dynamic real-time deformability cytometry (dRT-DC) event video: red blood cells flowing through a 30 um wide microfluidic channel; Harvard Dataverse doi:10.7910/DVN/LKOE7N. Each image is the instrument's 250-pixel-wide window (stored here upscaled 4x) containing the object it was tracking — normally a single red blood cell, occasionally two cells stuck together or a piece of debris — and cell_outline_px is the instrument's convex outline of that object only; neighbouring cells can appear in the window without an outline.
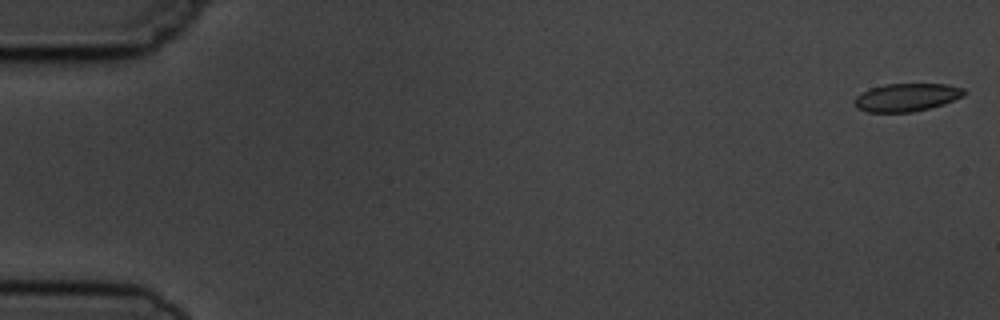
{"species": "common noctule bat (a hibernating species)", "species_latin": "Nyctalus noctula", "temperature_condition": "cold", "stored_images_in_passage": 4, "camera_frame_rate_fps": 3000, "um_per_image_px": 0.085, "animal": {"sex": "male", "body_mass_g": 19.5, "forearm_length_mm": 54.6}, "frame": {"image": 1, "passage_image": 1, "time_ms": 0.0, "image_size_px": [1000, 320], "cell_outline_px": [[968, 92], [964, 96], [944, 104], [912, 112], [868, 112], [856, 108], [856, 96], [872, 88], [884, 84], [948, 84], [964, 88]], "centroid_in_image_um": [77.13, 8.27], "position_along_channel_um": 7.9, "area_um2": 17.8}}